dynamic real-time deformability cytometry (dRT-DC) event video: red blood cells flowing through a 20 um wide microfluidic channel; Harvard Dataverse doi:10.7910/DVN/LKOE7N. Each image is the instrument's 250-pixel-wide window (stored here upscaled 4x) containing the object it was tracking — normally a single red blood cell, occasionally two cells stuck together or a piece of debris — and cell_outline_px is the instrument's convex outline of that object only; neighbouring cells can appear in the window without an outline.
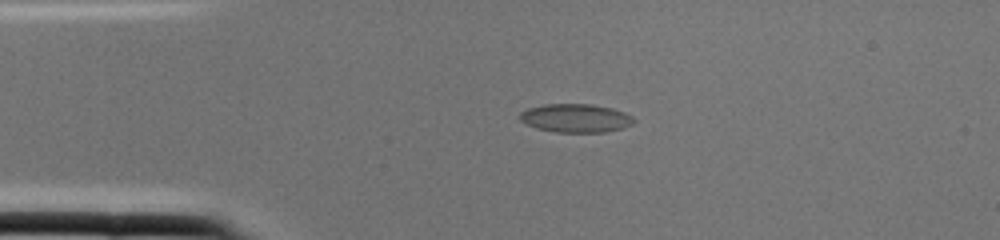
{"species": "common noctule bat (a hibernating species)", "species_latin": "Nyctalus noctula", "temperature_condition": "cold", "stored_images_in_passage": 1, "camera_frame_rate_fps": 3000, "um_per_image_px": 0.085, "animal": {"sex": "female", "body_mass_g": 22.0, "forearm_length_mm": 56.7}, "frame": {"image": 1, "passage_image": 1, "time_ms": 0.0, "image_size_px": [1000, 240], "cell_outline_px": [[636, 120], [632, 124], [624, 128], [604, 132], [556, 132], [536, 128], [520, 120], [520, 112], [528, 108], [544, 104], [588, 104], [612, 108], [624, 112], [632, 116]], "centroid_in_image_um": [48.95, 10.04], "position_along_channel_um": 36.1, "area_um2": 18.9}}